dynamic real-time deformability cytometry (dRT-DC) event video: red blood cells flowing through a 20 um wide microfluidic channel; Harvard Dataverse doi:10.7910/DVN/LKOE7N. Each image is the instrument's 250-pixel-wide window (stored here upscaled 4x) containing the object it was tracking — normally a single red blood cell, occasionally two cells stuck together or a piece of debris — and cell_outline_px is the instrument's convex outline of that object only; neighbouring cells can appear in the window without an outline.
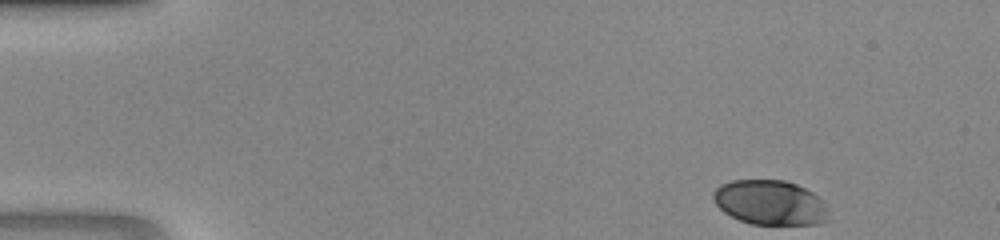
{"species": "human", "species_latin": "Homo sapiens", "temperature_condition": "room temperature", "stored_images_in_passage": 42, "camera_frame_rate_fps": 3000, "um_per_image_px": 0.085, "donor": {"sex": "male"}, "frame": {"image": 1, "passage_image": 1, "time_ms": 0.0, "image_size_px": [1000, 240], "cell_outline_px": [[832, 220], [820, 224], [752, 224], [740, 220], [724, 212], [716, 204], [712, 196], [712, 192], [720, 184], [732, 180], [784, 180], [796, 184], [812, 192], [824, 200]], "centroid_in_image_um": [65.51, 17.22], "position_along_channel_um": 19.5, "area_um2": 30.4}}
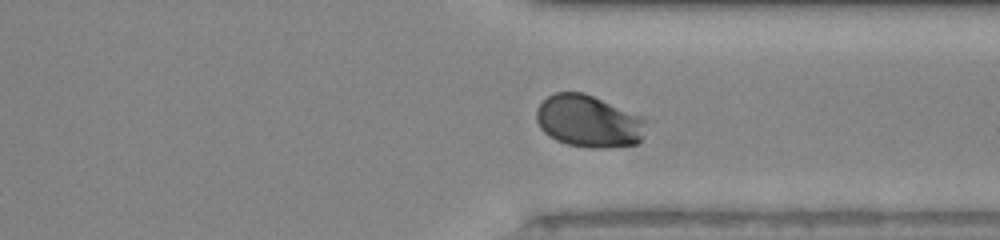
{"frame": {"image": 2, "passage_image": 31, "time_ms": 10.0, "image_size_px": [1000, 240], "cell_outline_px": [[656, 120], [640, 140], [636, 144], [604, 148], [592, 148], [568, 144], [556, 140], [548, 136], [540, 128], [536, 120], [536, 108], [548, 96], [556, 92], [584, 92]], "centroid_in_image_um": [50.16, 10.3], "position_along_channel_um": 361.2, "area_um2": 34.51}}
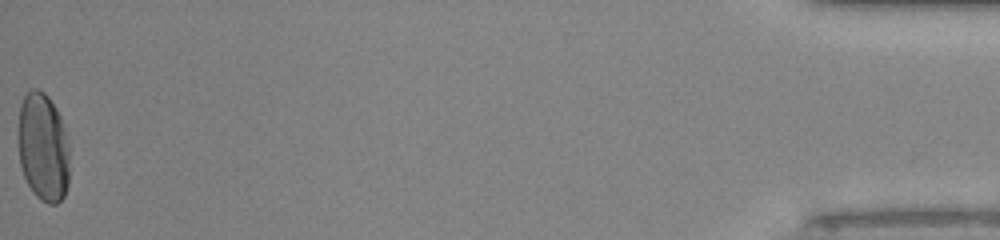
{"frame": {"image": 3, "passage_image": 42, "time_ms": 13.667, "image_size_px": [1000, 240], "cell_outline_px": [[68, 184], [64, 196], [56, 204], [48, 204], [40, 200], [32, 192], [24, 176], [20, 164], [20, 104], [24, 96], [32, 88], [36, 88], [44, 92], [48, 96], [56, 108], [60, 116], [64, 128], [68, 144]], "centroid_in_image_um": [3.68, 12.53], "position_along_channel_um": 431.5, "area_um2": 32.14}}